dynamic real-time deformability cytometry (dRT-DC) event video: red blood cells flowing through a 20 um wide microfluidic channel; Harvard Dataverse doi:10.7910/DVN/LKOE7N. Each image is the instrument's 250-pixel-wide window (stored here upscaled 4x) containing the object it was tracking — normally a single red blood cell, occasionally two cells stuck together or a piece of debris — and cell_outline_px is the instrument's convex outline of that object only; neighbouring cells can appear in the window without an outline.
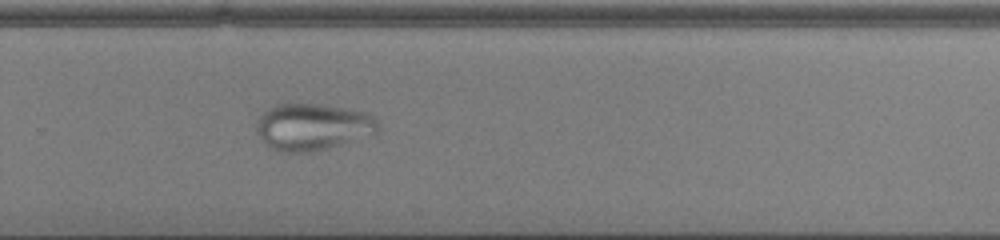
{"species": "common noctule bat (a hibernating species)", "species_latin": "Nyctalus noctula", "temperature_condition": "cold", "stored_images_in_passage": 54, "camera_frame_rate_fps": 3000, "um_per_image_px": 0.085, "animal": {"sex": "male", "body_mass_g": 13.0, "forearm_length_mm": 53.1}, "frame": {"image": 1, "passage_image": 38, "time_ms": 12.333, "image_size_px": [1000, 240], "cell_outline_px": [[376, 132], [372, 136], [328, 148], [308, 152], [276, 152], [264, 144], [256, 132], [256, 124], [260, 116], [268, 108], [276, 104], [316, 104], [340, 108], [360, 112], [372, 116], [376, 120]], "centroid_in_image_um": [26.5, 10.81], "position_along_channel_um": 303.3, "area_um2": 32.95}}
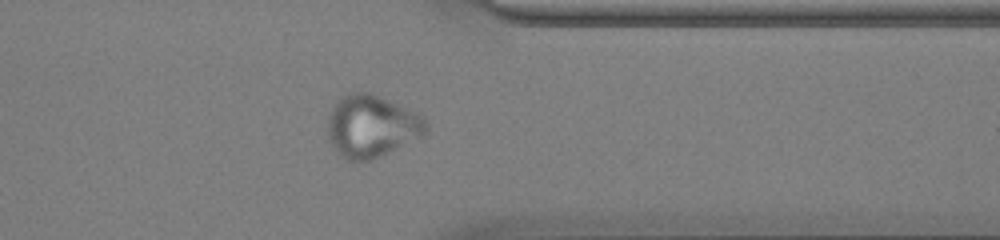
{"frame": {"image": 2, "passage_image": 44, "time_ms": 14.333, "image_size_px": [1000, 240], "cell_outline_px": [[428, 132], [424, 136], [372, 160], [348, 160], [340, 156], [332, 148], [328, 140], [328, 116], [332, 108], [344, 96], [352, 92], [368, 92], [420, 112], [424, 116], [428, 124]], "centroid_in_image_um": [31.63, 10.74], "position_along_channel_um": 379.8, "area_um2": 36.07}}